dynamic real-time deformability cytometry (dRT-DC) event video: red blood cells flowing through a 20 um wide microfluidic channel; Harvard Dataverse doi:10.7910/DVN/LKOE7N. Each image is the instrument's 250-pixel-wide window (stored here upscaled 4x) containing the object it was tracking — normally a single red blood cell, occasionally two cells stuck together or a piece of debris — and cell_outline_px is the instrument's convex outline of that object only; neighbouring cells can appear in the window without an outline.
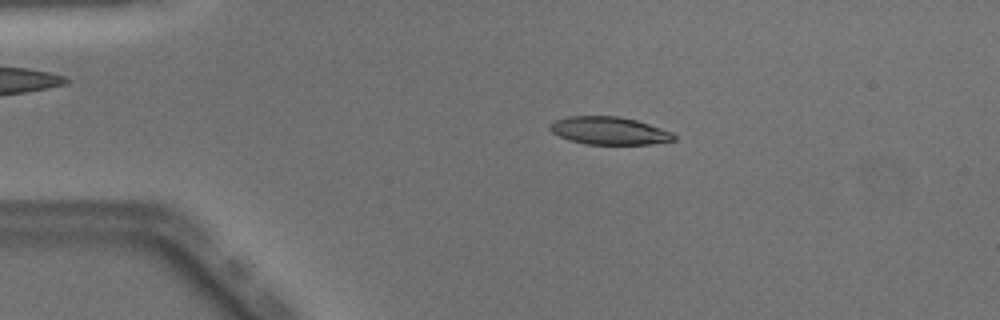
{"species": "Egyptian fruit bat (a non-hibernating species)", "species_latin": "Rousettus aegyptiacus", "temperature_condition": "warm", "stored_images_in_passage": 49, "camera_frame_rate_fps": 3000, "um_per_image_px": 0.085, "animal": {"sex": "male"}, "frame": {"image": 1, "passage_image": 9, "time_ms": 2.667, "image_size_px": [1000, 320], "cell_outline_px": [[676, 140], [648, 144], [584, 144], [568, 140], [552, 132], [548, 128], [548, 124], [556, 120], [568, 116], [620, 116], [636, 120], [672, 132], [676, 136]], "centroid_in_image_um": [51.75, 11.11], "position_along_channel_um": 33.3, "area_um2": 20.06}}
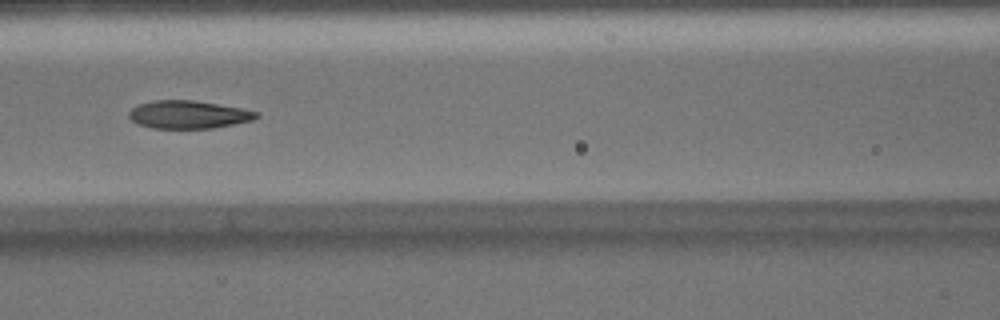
{"frame": {"image": 2, "passage_image": 21, "time_ms": 6.667, "image_size_px": [1000, 320], "cell_outline_px": [[260, 116], [252, 120], [212, 128], [152, 128], [136, 124], [128, 116], [128, 112], [132, 108], [140, 104], [152, 100], [192, 100], [240, 108], [260, 112]], "centroid_in_image_um": [15.99, 9.74], "position_along_channel_um": 150.6, "area_um2": 20.63}}
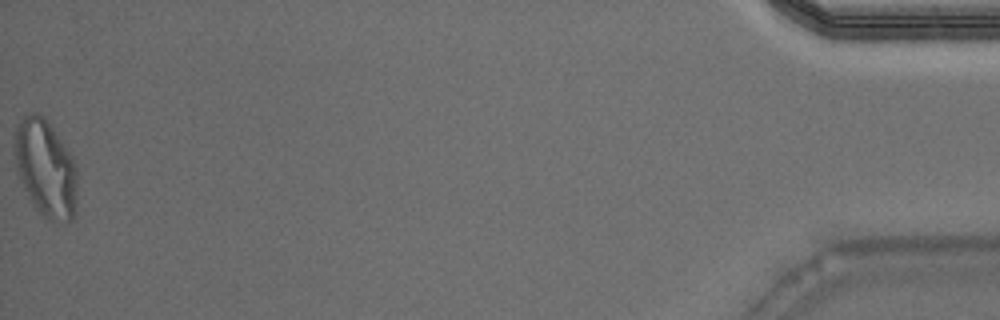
{"frame": {"image": 3, "passage_image": 49, "time_ms": 16.0, "image_size_px": [1000, 320], "cell_outline_px": [[76, 216], [72, 220], [48, 220], [32, 204], [16, 172], [16, 128], [24, 116], [32, 112], [40, 112], [44, 116], [72, 156], [76, 164]], "centroid_in_image_um": [3.9, 14.32], "position_along_channel_um": 431.3, "area_um2": 35.14}, "authors_computed_cell_mechanics": {"area_um2": 21.3282, "velocity_mm_per_s": 4.0407, "shape_relaxation_time_tau1_ms": 4.8346, "shape_relaxation_time_tau2_ms": 1.717, "deformation_change_tau1": 0.2143, "deformation_change_tau2": 0.09}}